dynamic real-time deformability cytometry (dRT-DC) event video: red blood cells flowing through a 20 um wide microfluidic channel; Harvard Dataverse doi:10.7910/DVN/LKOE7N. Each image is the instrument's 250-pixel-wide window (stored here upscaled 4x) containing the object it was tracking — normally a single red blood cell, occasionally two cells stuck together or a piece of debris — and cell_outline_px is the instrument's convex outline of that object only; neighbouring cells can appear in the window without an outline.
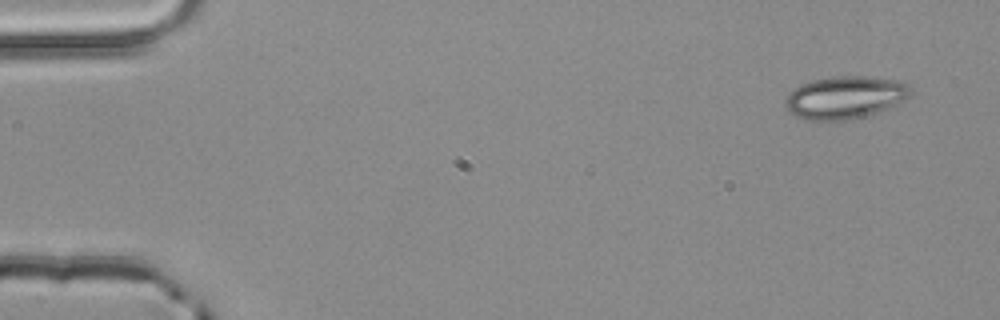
{"species": "common noctule bat (a hibernating species)", "species_latin": "Nyctalus noctula", "temperature_condition": "room temperature", "stored_images_in_passage": 4, "camera_frame_rate_fps": 3000, "um_per_image_px": 0.085, "animal": {"sex": "male", "body_mass_g": 20.4}, "frame": {"image": 1, "passage_image": 1, "time_ms": 0.0, "image_size_px": [1000, 320], "cell_outline_px": [[912, 92], [904, 100], [888, 108], [864, 116], [848, 120], [804, 120], [788, 112], [784, 104], [784, 100], [788, 92], [792, 88], [800, 84], [812, 80], [832, 76], [864, 76], [900, 80], [908, 84], [912, 88]], "centroid_in_image_um": [71.79, 8.27], "position_along_channel_um": 13.2, "area_um2": 31.5}}
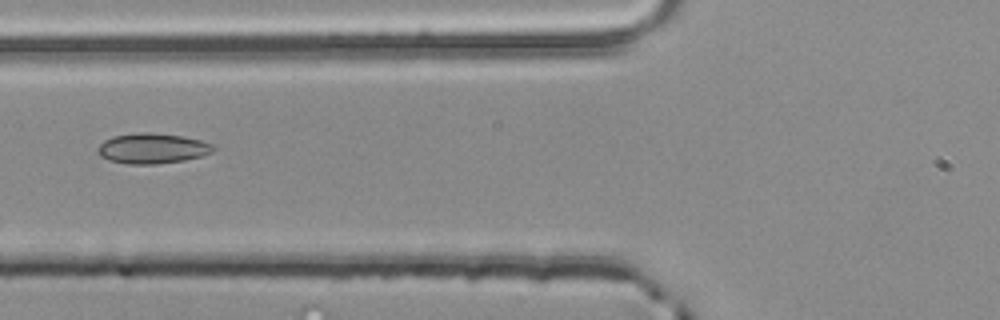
{"frame": {"image": 2, "passage_image": 4, "time_ms": 1.0, "image_size_px": [1000, 320], "cell_outline_px": [[216, 148], [212, 152], [200, 156], [184, 160], [156, 164], [128, 164], [108, 160], [100, 156], [96, 148], [104, 140], [112, 136], [144, 132], [148, 132], [184, 136], [200, 140], [212, 144]], "centroid_in_image_um": [12.93, 12.61], "position_along_channel_um": 112.9, "area_um2": 20.4}}